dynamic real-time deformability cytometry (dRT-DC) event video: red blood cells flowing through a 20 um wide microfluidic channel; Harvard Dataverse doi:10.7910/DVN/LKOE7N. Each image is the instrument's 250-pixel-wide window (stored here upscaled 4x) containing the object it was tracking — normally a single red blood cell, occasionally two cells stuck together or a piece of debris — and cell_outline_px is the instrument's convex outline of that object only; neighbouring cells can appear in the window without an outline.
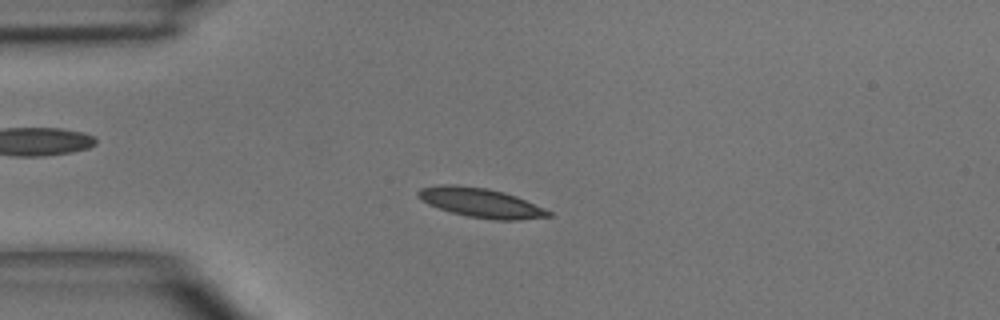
{"species": "common noctule bat (a hibernating species)", "species_latin": "Nyctalus noctula", "temperature_condition": "room temperature", "stored_images_in_passage": 4, "camera_frame_rate_fps": 3000, "um_per_image_px": 0.085, "animal": {"sex": "male", "body_mass_g": 15.6}, "frame": {"image": 1, "passage_image": 4, "time_ms": 3.333, "image_size_px": [1000, 320], "cell_outline_px": [[552, 216], [520, 220], [496, 220], [468, 216], [452, 212], [428, 204], [416, 196], [416, 192], [420, 188], [440, 184], [456, 184], [488, 188], [504, 192], [516, 196], [544, 208], [552, 212]], "centroid_in_image_um": [40.86, 17.22], "position_along_channel_um": 44.1, "area_um2": 22.37}}